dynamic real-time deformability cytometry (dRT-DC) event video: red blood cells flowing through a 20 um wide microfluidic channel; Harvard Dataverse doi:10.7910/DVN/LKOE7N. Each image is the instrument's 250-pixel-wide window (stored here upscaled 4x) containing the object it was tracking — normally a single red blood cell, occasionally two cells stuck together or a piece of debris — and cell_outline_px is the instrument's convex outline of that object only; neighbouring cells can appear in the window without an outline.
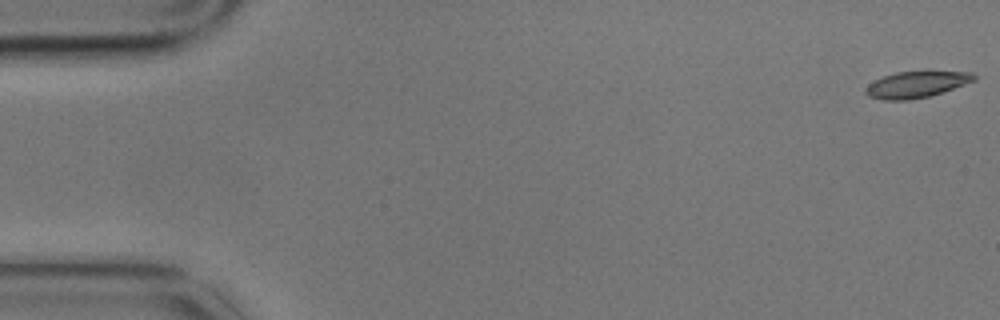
{"species": "common noctule bat (a hibernating species)", "species_latin": "Nyctalus noctula", "temperature_condition": "cold", "stored_images_in_passage": 5, "camera_frame_rate_fps": 3000, "um_per_image_px": 0.085, "animal": {"sex": "male", "body_mass_g": 17.9}, "frame": {"image": 1, "passage_image": 1, "time_ms": 0.0, "image_size_px": [1000, 320], "cell_outline_px": [[976, 80], [928, 96], [908, 100], [880, 100], [868, 96], [864, 92], [864, 88], [868, 84], [884, 76], [896, 72], [972, 72], [976, 76]], "centroid_in_image_um": [77.83, 7.19], "position_along_channel_um": 7.2, "area_um2": 16.3}}
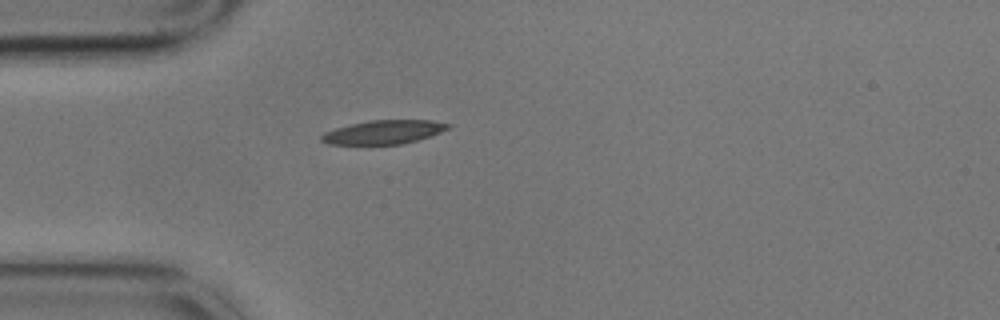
{"frame": {"image": 2, "passage_image": 5, "time_ms": 1.333, "image_size_px": [1000, 320], "cell_outline_px": [[452, 128], [416, 140], [400, 144], [328, 144], [320, 140], [320, 136], [324, 132], [336, 128], [352, 124], [372, 120], [432, 120], [452, 124]], "centroid_in_image_um": [32.63, 11.22], "position_along_channel_um": 52.4, "area_um2": 17.4}}